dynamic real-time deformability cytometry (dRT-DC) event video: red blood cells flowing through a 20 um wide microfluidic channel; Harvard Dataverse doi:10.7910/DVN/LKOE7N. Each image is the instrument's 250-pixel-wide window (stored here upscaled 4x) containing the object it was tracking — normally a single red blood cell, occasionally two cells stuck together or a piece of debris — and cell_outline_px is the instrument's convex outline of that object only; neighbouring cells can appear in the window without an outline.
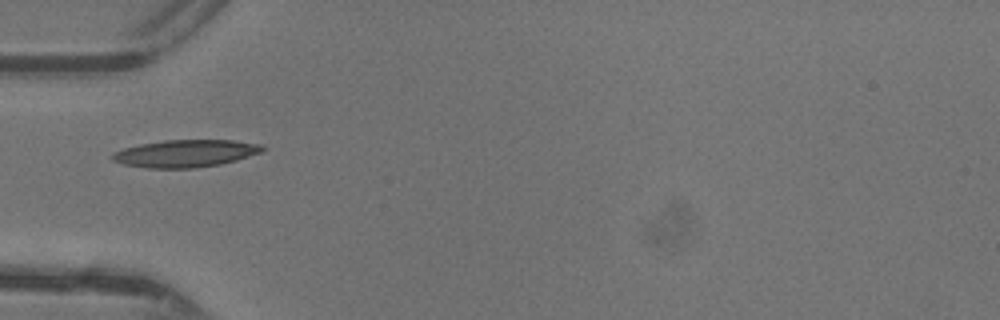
{"species": "common noctule bat (a hibernating species)", "species_latin": "Nyctalus noctula", "temperature_condition": "warm", "stored_images_in_passage": 30, "camera_frame_rate_fps": 3000, "um_per_image_px": 0.085, "animal": {"sex": "female"}, "frame": {"image": 1, "passage_image": 1, "time_ms": 0.0, "image_size_px": [1000, 320], "cell_outline_px": [[268, 148], [264, 152], [236, 160], [220, 164], [196, 168], [148, 168], [124, 164], [112, 160], [108, 156], [112, 152], [124, 148], [140, 144], [164, 140], [232, 140], [260, 144]], "centroid_in_image_um": [15.77, 13.04], "position_along_channel_um": 69.2, "area_um2": 24.16}}
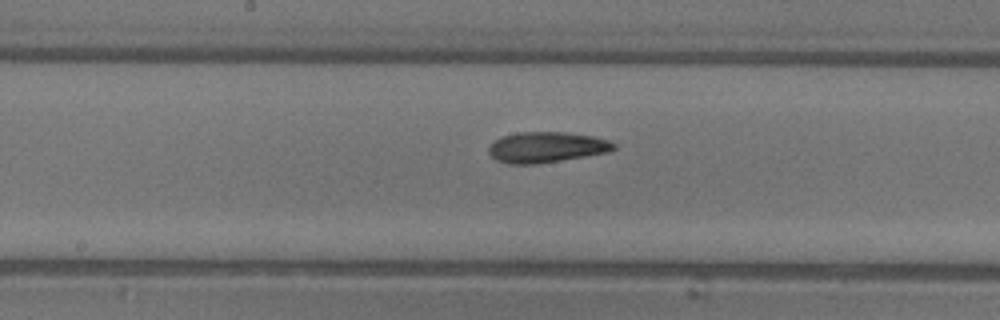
{"frame": {"image": 2, "passage_image": 10, "time_ms": 3.0, "image_size_px": [1000, 320], "cell_outline_px": [[616, 148], [608, 152], [536, 164], [508, 164], [496, 160], [488, 152], [488, 148], [500, 136], [520, 132], [564, 132], [592, 136], [608, 140], [616, 144]], "centroid_in_image_um": [46.43, 12.51], "position_along_channel_um": 201.8, "area_um2": 22.2}}
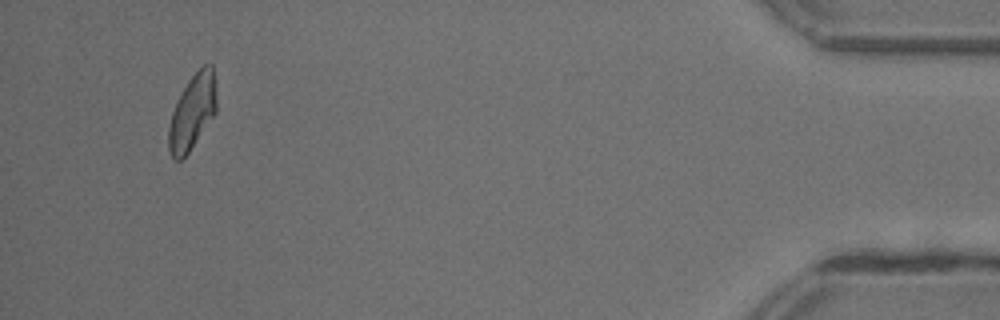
{"frame": {"image": 3, "passage_image": 30, "time_ms": 9.667, "image_size_px": [1000, 320], "cell_outline_px": [[216, 112], [188, 152], [180, 160], [176, 160], [172, 156], [168, 148], [168, 128], [172, 112], [188, 80], [204, 64], [212, 64], [216, 80]], "centroid_in_image_um": [16.36, 9.49], "position_along_channel_um": 418.8, "area_um2": 20.63}, "authors_computed_cell_mechanics": {"area_um2": 21.6172, "velocity_mm_per_s": 4.4094, "shape_relaxation_time_tau1_ms": 3.0302, "shape_relaxation_time_tau2_ms": 3.0804, "deformation_change_tau1": 0.1554, "deformation_change_tau2": 0.1152}}